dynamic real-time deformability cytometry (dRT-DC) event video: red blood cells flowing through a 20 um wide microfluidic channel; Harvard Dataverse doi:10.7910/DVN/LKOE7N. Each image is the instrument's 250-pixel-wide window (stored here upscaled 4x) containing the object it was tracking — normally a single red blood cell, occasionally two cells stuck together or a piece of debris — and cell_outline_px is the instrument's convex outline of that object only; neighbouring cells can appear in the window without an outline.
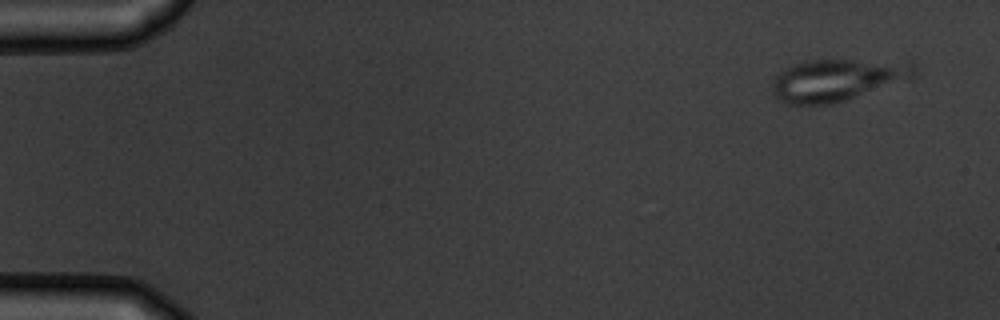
{"species": "common noctule bat (a hibernating species)", "species_latin": "Nyctalus noctula", "temperature_condition": "warm", "stored_images_in_passage": 6, "camera_frame_rate_fps": 3000, "um_per_image_px": 0.085, "animal": {"sex": "male", "body_mass_g": 19.5, "forearm_length_mm": 54.6}, "frame": {"image": 1, "passage_image": 1, "time_ms": 0.0, "image_size_px": [1000, 320], "cell_outline_px": [[916, 72], [912, 80], [848, 100], [832, 104], [784, 104], [776, 100], [772, 92], [772, 80], [784, 68], [792, 64], [804, 60], [912, 60], [916, 64]], "centroid_in_image_um": [71.25, 6.79], "position_along_channel_um": 13.8, "area_um2": 36.13}}